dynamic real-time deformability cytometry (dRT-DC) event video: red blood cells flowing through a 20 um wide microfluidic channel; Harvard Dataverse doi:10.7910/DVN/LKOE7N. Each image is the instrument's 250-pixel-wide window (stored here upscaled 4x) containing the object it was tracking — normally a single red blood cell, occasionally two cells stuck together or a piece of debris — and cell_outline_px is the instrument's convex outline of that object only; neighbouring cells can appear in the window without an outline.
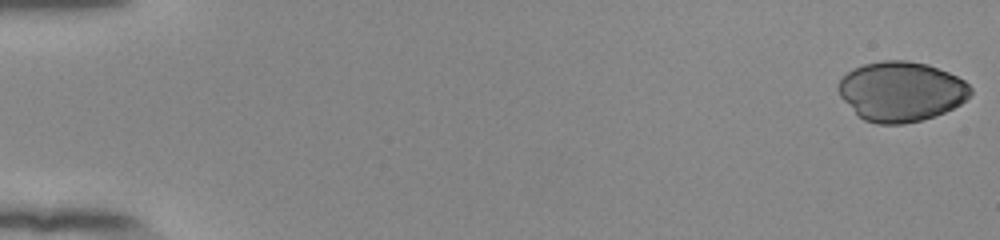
{"species": "human", "species_latin": "Homo sapiens", "temperature_condition": "room temperature", "stored_images_in_passage": 54, "camera_frame_rate_fps": 3000, "um_per_image_px": 0.085, "donor": {"sex": "female"}, "frame": {"image": 1, "passage_image": 1, "time_ms": 0.0, "image_size_px": [1000, 240], "cell_outline_px": [[972, 92], [960, 104], [944, 112], [920, 120], [904, 124], [876, 124], [864, 120], [840, 96], [836, 88], [836, 84], [848, 72], [864, 64], [884, 60], [908, 60], [928, 64], [948, 72], [964, 80], [972, 88]], "centroid_in_image_um": [76.59, 7.76], "position_along_channel_um": 8.4, "area_um2": 45.84}}
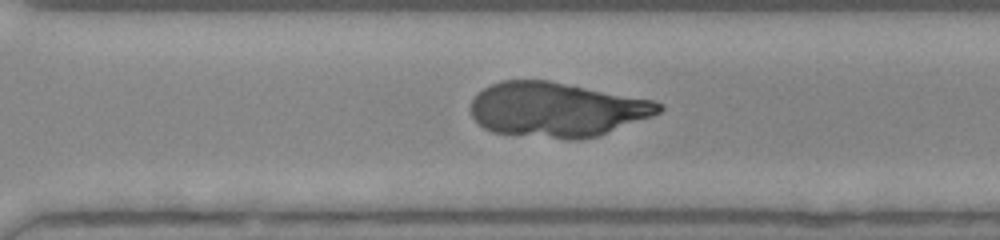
{"frame": {"image": 2, "passage_image": 39, "time_ms": 12.667, "image_size_px": [1000, 240], "cell_outline_px": [[664, 108], [660, 112], [652, 116], [596, 136], [576, 140], [572, 140], [492, 132], [484, 128], [472, 116], [468, 108], [476, 92], [492, 84], [504, 80], [548, 80], [652, 100], [664, 104]], "centroid_in_image_um": [47.28, 9.31], "position_along_channel_um": 323.3, "area_um2": 59.71}}
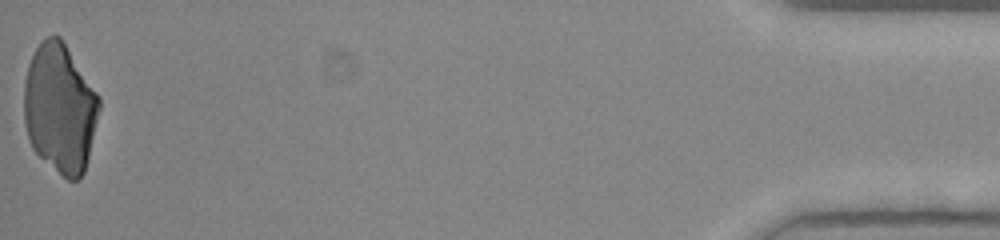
{"frame": {"image": 3, "passage_image": 54, "time_ms": 17.667, "image_size_px": [1000, 240], "cell_outline_px": [[100, 108], [88, 160], [84, 172], [80, 180], [68, 180], [40, 156], [32, 148], [28, 140], [24, 124], [24, 80], [28, 64], [40, 40], [48, 36], [60, 36], [100, 96]], "centroid_in_image_um": [5.09, 9.2], "position_along_channel_um": 430.1, "area_um2": 56.88}}